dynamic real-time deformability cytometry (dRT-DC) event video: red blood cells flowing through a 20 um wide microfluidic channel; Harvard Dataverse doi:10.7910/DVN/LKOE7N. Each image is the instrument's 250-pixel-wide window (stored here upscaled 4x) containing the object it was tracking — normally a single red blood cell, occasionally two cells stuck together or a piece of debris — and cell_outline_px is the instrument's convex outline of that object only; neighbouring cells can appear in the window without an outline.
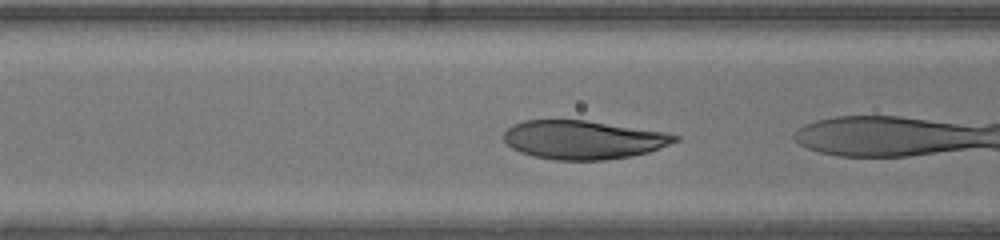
{"species": "human", "species_latin": "Homo sapiens", "temperature_condition": "warm", "stored_images_in_passage": 4, "camera_frame_rate_fps": 3000, "um_per_image_px": 0.085, "donor": {"sex": "male"}, "frame": {"image": 1, "passage_image": 3, "time_ms": 0.667, "image_size_px": [1000, 240], "cell_outline_px": [[680, 140], [648, 152], [632, 156], [604, 160], [556, 160], [532, 156], [520, 152], [512, 148], [504, 140], [504, 132], [512, 124], [524, 120], [584, 120], [664, 132], [680, 136]], "centroid_in_image_um": [49.55, 11.88], "position_along_channel_um": 117.0, "area_um2": 38.44}}